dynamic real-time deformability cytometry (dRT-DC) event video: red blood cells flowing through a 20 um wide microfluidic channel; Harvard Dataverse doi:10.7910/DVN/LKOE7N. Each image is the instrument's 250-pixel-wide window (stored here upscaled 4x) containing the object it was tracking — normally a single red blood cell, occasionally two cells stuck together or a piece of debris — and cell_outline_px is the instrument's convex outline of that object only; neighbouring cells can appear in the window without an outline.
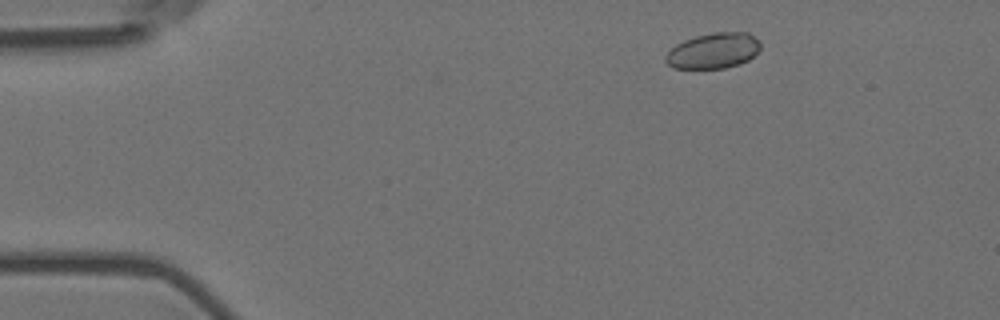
{"species": "Egyptian fruit bat (a non-hibernating species)", "species_latin": "Rousettus aegyptiacus", "temperature_condition": "room temperature", "stored_images_in_passage": 8, "camera_frame_rate_fps": 3000, "um_per_image_px": 0.085, "animal": {"sex": "female"}, "frame": {"image": 1, "passage_image": 1, "time_ms": 0.0, "image_size_px": [1000, 320], "cell_outline_px": [[760, 48], [748, 60], [740, 64], [724, 68], [672, 68], [664, 60], [664, 56], [676, 44], [684, 40], [696, 36], [716, 32], [748, 32], [760, 44]], "centroid_in_image_um": [60.6, 4.32], "position_along_channel_um": 24.4, "area_um2": 19.48}}
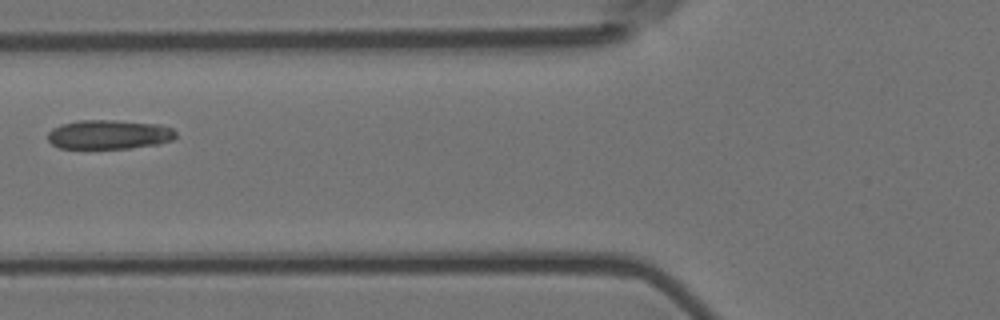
{"frame": {"image": 2, "passage_image": 5, "time_ms": 1.333, "image_size_px": [1000, 320], "cell_outline_px": [[176, 136], [172, 140], [160, 144], [128, 148], [60, 148], [52, 144], [48, 140], [48, 132], [52, 128], [60, 124], [80, 120], [116, 120], [160, 124], [172, 128], [176, 132]], "centroid_in_image_um": [9.28, 11.42], "position_along_channel_um": 116.5, "area_um2": 21.96}}
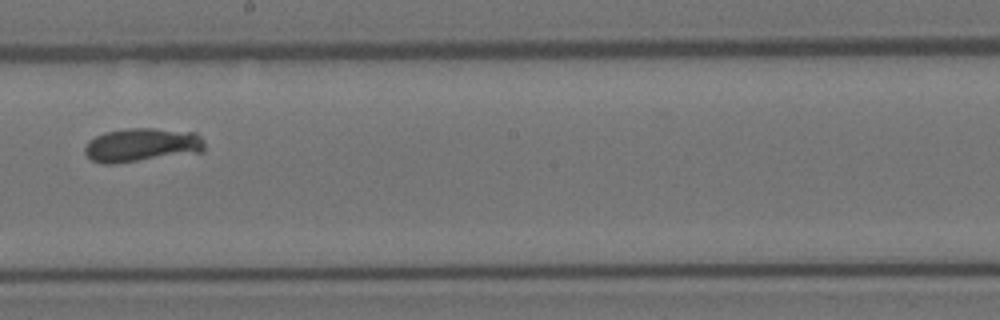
{"frame": {"image": 3, "passage_image": 8, "time_ms": 2.333, "image_size_px": [1000, 320], "cell_outline_px": [[204, 152], [116, 164], [104, 164], [92, 160], [84, 152], [84, 148], [88, 140], [104, 132], [128, 128], [152, 128], [196, 132], [204, 140]], "centroid_in_image_um": [12.07, 12.33], "position_along_channel_um": 236.1, "area_um2": 23.93}}